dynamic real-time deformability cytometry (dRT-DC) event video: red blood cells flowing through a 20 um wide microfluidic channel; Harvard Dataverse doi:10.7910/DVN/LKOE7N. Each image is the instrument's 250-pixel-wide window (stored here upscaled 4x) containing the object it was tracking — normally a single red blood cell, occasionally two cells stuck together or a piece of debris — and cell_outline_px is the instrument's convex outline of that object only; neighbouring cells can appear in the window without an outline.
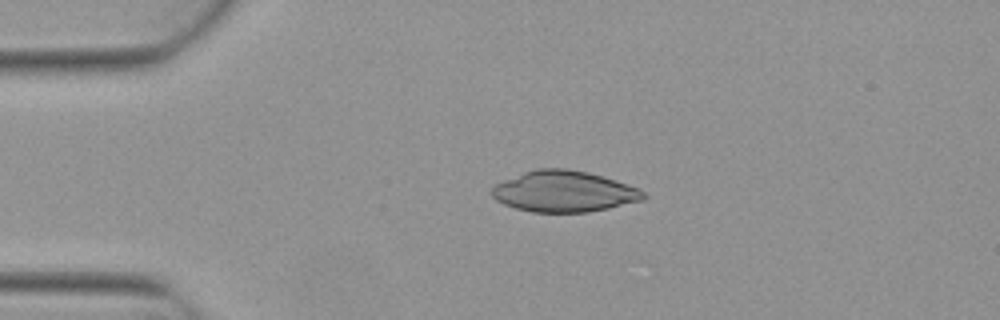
{"species": "Egyptian fruit bat (a non-hibernating species)", "species_latin": "Rousettus aegyptiacus", "temperature_condition": "warm", "stored_images_in_passage": 3, "camera_frame_rate_fps": 3000, "um_per_image_px": 0.085, "animal": {"sex": "female"}, "frame": {"image": 1, "passage_image": 2, "time_ms": 0.333, "image_size_px": [1000, 320], "cell_outline_px": [[648, 196], [644, 200], [608, 208], [588, 212], [532, 212], [516, 208], [504, 204], [496, 200], [492, 196], [492, 188], [496, 184], [504, 180], [524, 172], [536, 168], [568, 168], [588, 172], [616, 180], [636, 188], [644, 192]], "centroid_in_image_um": [47.95, 16.27], "position_along_channel_um": 37.1, "area_um2": 36.18}}